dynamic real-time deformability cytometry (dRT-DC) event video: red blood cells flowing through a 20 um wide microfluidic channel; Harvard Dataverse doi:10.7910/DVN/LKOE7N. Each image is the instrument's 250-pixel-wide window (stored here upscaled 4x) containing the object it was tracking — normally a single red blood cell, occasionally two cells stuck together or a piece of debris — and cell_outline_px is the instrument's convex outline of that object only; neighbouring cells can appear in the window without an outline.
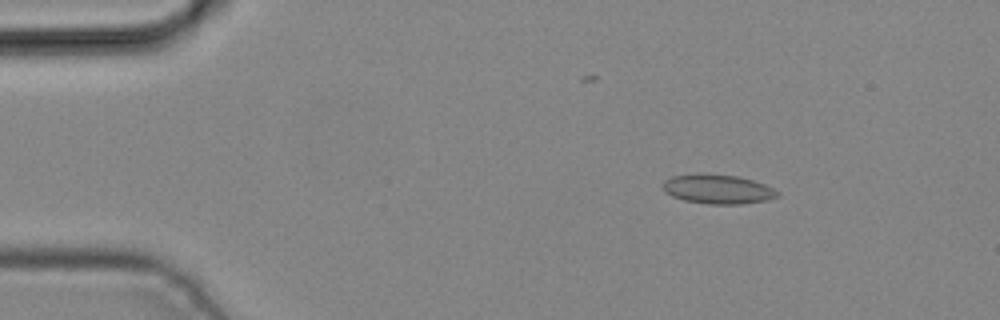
{"species": "common noctule bat (a hibernating species)", "species_latin": "Nyctalus noctula", "temperature_condition": "cold", "stored_images_in_passage": 4, "camera_frame_rate_fps": 3000, "um_per_image_px": 0.085, "animal": {"sex": "male", "body_mass_g": 19.2, "forearm_length_mm": 51.8}, "frame": {"image": 1, "passage_image": 3, "time_ms": 0.667, "image_size_px": [1000, 320], "cell_outline_px": [[780, 196], [768, 200], [740, 204], [708, 204], [684, 200], [672, 196], [664, 192], [664, 180], [672, 176], [740, 176], [764, 184], [780, 192]], "centroid_in_image_um": [61.08, 16.12], "position_along_channel_um": 23.9, "area_um2": 18.9}}